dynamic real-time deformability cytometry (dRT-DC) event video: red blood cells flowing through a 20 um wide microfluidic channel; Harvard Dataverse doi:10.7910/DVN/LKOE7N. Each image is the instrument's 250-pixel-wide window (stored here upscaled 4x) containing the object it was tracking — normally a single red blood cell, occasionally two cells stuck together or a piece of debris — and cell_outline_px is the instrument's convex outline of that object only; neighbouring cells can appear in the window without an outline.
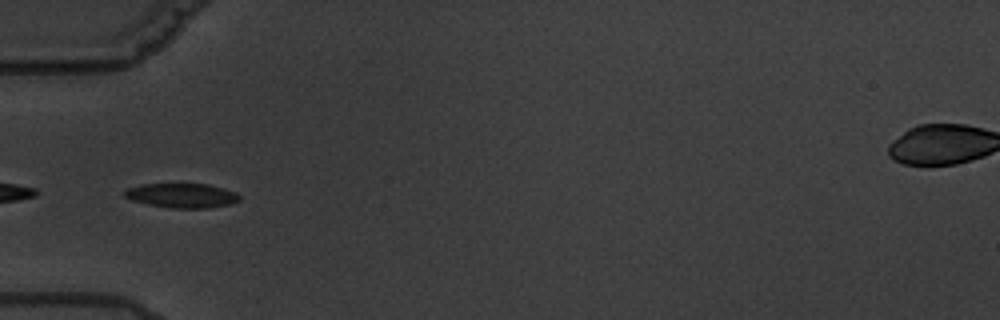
{"species": "common noctule bat (a hibernating species)", "species_latin": "Nyctalus noctula", "temperature_condition": "warm", "stored_images_in_passage": 8, "camera_frame_rate_fps": 3000, "um_per_image_px": 0.085, "animal": {"sex": "male", "body_mass_g": 19.5, "forearm_length_mm": 54.6}, "frame": {"image": 1, "passage_image": 6, "time_ms": 6.667, "image_size_px": [1000, 320], "cell_outline_px": [[240, 200], [228, 204], [208, 208], [172, 208], [148, 204], [132, 200], [124, 196], [124, 192], [128, 188], [140, 184], [208, 184], [224, 188], [236, 192], [240, 196]], "centroid_in_image_um": [15.47, 16.61], "position_along_channel_um": 69.5, "area_um2": 16.3}}
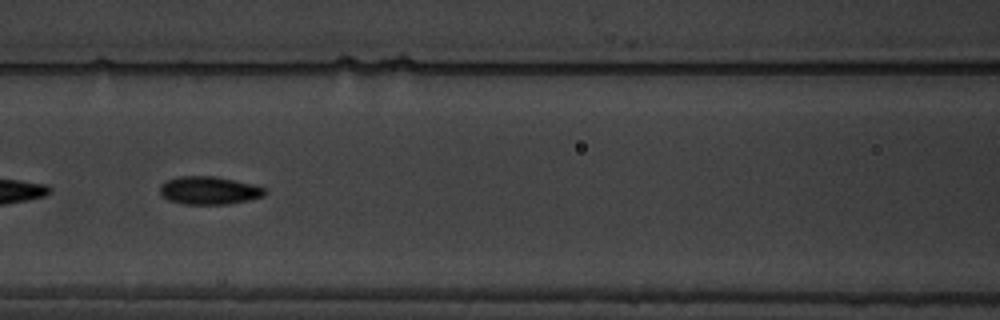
{"frame": {"image": 2, "passage_image": 8, "time_ms": 9.0, "image_size_px": [1000, 320], "cell_outline_px": [[268, 192], [264, 196], [248, 200], [228, 204], [184, 204], [168, 200], [160, 192], [160, 184], [176, 176], [216, 176], [252, 184], [264, 188]], "centroid_in_image_um": [17.77, 16.18], "position_along_channel_um": 148.8, "area_um2": 17.11}}